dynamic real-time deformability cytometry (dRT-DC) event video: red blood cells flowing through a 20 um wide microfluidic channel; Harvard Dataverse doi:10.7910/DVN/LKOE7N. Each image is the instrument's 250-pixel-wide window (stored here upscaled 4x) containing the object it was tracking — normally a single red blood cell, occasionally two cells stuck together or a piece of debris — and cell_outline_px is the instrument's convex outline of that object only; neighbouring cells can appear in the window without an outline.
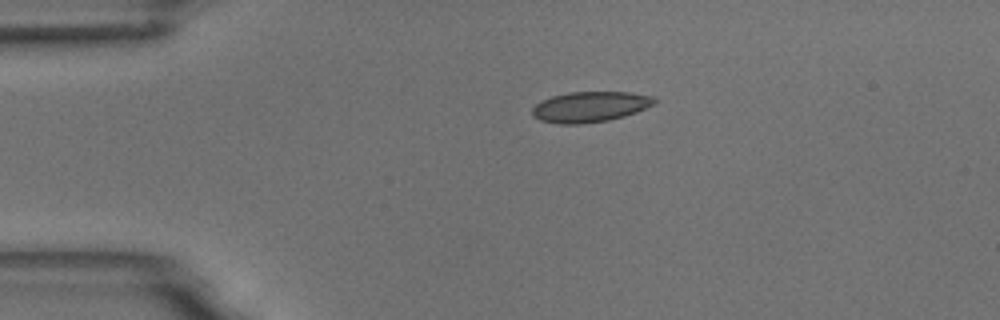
{"species": "common noctule bat (a hibernating species)", "species_latin": "Nyctalus noctula", "temperature_condition": "room temperature", "stored_images_in_passage": 2, "camera_frame_rate_fps": 3000, "um_per_image_px": 0.085, "animal": {"sex": "male", "body_mass_g": 18.8}, "frame": {"image": 1, "passage_image": 1, "time_ms": 0.0, "image_size_px": [1000, 320], "cell_outline_px": [[656, 100], [652, 104], [636, 112], [624, 116], [608, 120], [580, 124], [560, 124], [540, 120], [532, 116], [532, 108], [536, 104], [552, 96], [568, 92], [628, 92], [652, 96]], "centroid_in_image_um": [50.12, 9.08], "position_along_channel_um": 34.9, "area_um2": 21.5}}